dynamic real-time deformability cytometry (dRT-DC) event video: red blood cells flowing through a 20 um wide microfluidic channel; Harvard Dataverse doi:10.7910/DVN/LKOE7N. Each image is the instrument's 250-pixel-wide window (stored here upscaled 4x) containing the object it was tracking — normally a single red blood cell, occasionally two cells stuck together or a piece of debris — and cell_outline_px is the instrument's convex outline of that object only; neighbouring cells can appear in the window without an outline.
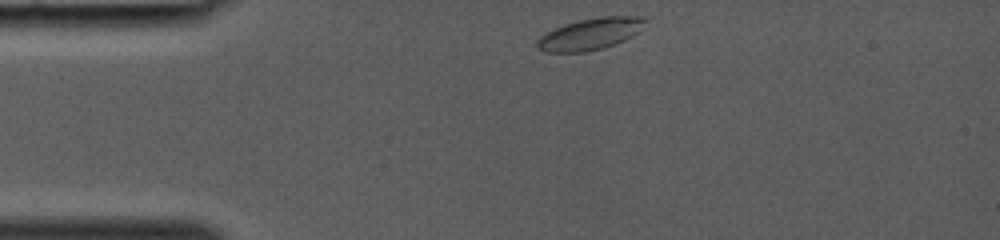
{"species": "common noctule bat (a hibernating species)", "species_latin": "Nyctalus noctula", "temperature_condition": "room temperature", "stored_images_in_passage": 27, "camera_frame_rate_fps": 3000, "um_per_image_px": 0.085, "animal": {"sex": "female", "body_mass_g": 19.0, "forearm_length_mm": 53.3}, "frame": {"image": 1, "passage_image": 1, "time_ms": 0.0, "image_size_px": [1000, 240], "cell_outline_px": [[648, 20], [640, 32], [616, 44], [584, 52], [544, 52], [536, 48], [536, 40], [540, 36], [564, 24], [580, 20], [600, 16], [644, 16]], "centroid_in_image_um": [50.2, 2.88], "position_along_channel_um": 34.8, "area_um2": 20.06}}
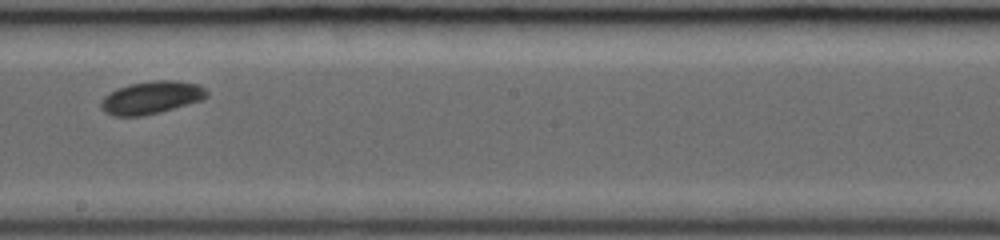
{"frame": {"image": 2, "passage_image": 15, "time_ms": 4.667, "image_size_px": [1000, 240], "cell_outline_px": [[208, 96], [204, 100], [160, 112], [144, 116], [112, 116], [104, 112], [100, 108], [100, 100], [104, 96], [116, 88], [132, 84], [152, 80], [176, 80], [196, 84], [204, 88], [208, 92]], "centroid_in_image_um": [12.85, 8.3], "position_along_channel_um": 235.4, "area_um2": 20.4}}
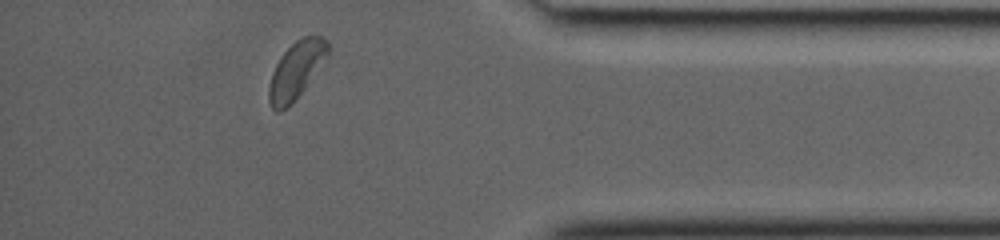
{"frame": {"image": 3, "passage_image": 26, "time_ms": 8.333, "image_size_px": [1000, 240], "cell_outline_px": [[332, 48], [328, 60], [304, 88], [280, 112], [276, 112], [272, 108], [268, 100], [268, 88], [272, 72], [280, 56], [296, 40], [304, 36], [320, 36], [328, 40]], "centroid_in_image_um": [25.24, 5.91], "position_along_channel_um": 410.0, "area_um2": 19.77}}